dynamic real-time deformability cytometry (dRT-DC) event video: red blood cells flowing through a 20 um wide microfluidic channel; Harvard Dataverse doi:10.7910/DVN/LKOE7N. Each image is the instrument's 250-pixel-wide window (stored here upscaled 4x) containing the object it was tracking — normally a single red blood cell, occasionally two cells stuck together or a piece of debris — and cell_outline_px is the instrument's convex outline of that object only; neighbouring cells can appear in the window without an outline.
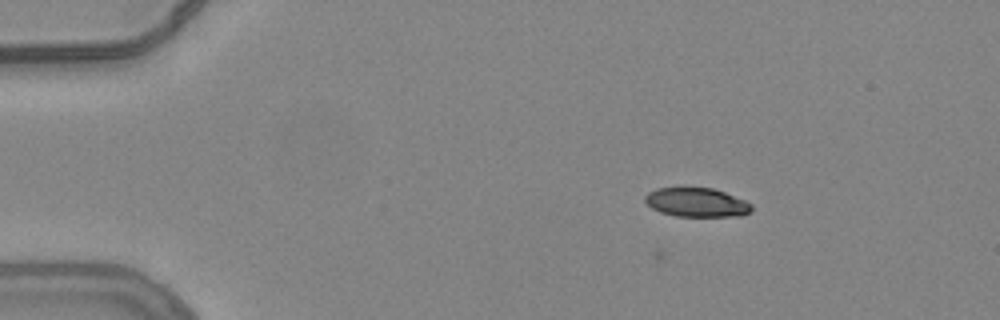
{"species": "common noctule bat (a hibernating species)", "species_latin": "Nyctalus noctula", "temperature_condition": "warm", "stored_images_in_passage": 2, "camera_frame_rate_fps": 3000, "um_per_image_px": 0.085, "animal": {"sex": "female", "body_mass_g": 24.6, "forearm_length_mm": 56.2}, "frame": {"image": 1, "passage_image": 2, "time_ms": 0.333, "image_size_px": [1000, 320], "cell_outline_px": [[752, 208], [748, 212], [740, 216], [676, 216], [660, 212], [652, 208], [644, 200], [644, 196], [648, 192], [656, 188], [684, 184], [712, 188], [724, 192], [744, 200], [752, 204]], "centroid_in_image_um": [59.14, 17.14], "position_along_channel_um": 25.9, "area_um2": 18.67}}